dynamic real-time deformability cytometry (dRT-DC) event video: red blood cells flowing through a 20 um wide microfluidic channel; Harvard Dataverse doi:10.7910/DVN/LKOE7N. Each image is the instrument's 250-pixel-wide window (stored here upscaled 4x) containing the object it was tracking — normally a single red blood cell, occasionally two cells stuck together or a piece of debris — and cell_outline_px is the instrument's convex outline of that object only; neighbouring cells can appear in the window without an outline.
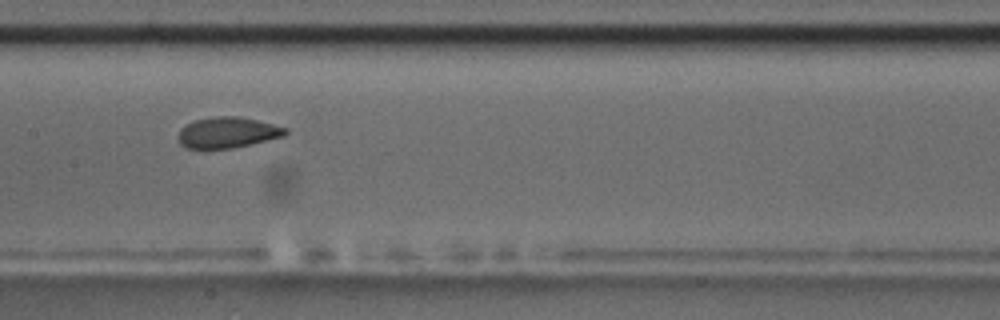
{"species": "common noctule bat (a hibernating species)", "species_latin": "Nyctalus noctula", "temperature_condition": "room temperature", "stored_images_in_passage": 10, "camera_frame_rate_fps": 3000, "um_per_image_px": 0.085, "animal": {"sex": "male", "body_mass_g": 17.5, "forearm_length_mm": 52.3}, "frame": {"image": 1, "passage_image": 9, "time_ms": 9.667, "image_size_px": [1000, 320], "cell_outline_px": [[288, 132], [284, 136], [252, 144], [232, 148], [188, 148], [180, 144], [180, 128], [192, 120], [220, 116], [236, 116], [256, 120], [288, 128]], "centroid_in_image_um": [19.36, 11.26], "position_along_channel_um": 188.0, "area_um2": 19.07}}
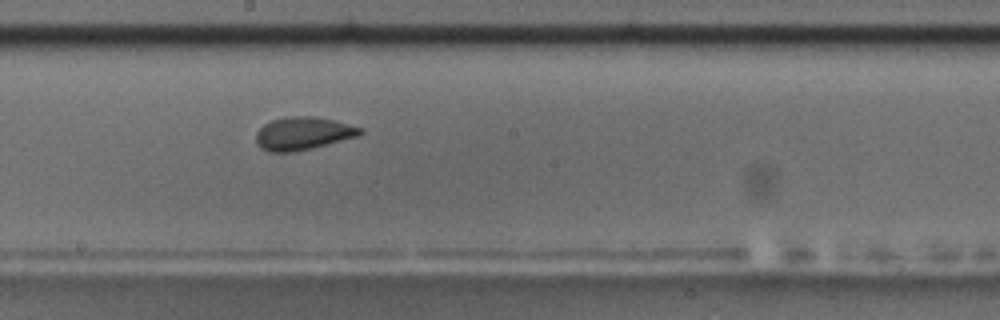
{"frame": {"image": 2, "passage_image": 10, "time_ms": 10.667, "image_size_px": [1000, 320], "cell_outline_px": [[364, 132], [360, 136], [312, 148], [292, 152], [272, 152], [260, 148], [256, 144], [256, 132], [264, 124], [272, 120], [288, 116], [316, 116], [336, 120], [364, 128]], "centroid_in_image_um": [25.8, 11.33], "position_along_channel_um": 222.4, "area_um2": 20.29}}